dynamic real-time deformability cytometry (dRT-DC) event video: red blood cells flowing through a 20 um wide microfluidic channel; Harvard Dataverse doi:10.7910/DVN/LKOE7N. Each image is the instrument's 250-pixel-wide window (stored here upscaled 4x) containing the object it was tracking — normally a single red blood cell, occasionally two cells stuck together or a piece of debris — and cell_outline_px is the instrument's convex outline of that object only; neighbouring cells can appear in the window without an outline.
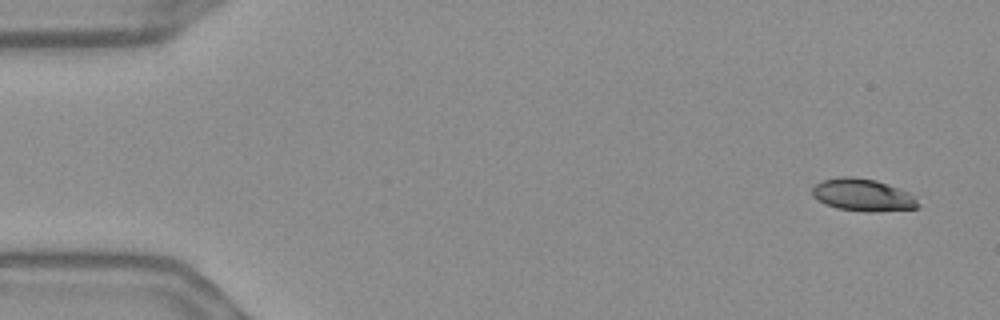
{"species": "Egyptian fruit bat (a non-hibernating species)", "species_latin": "Rousettus aegyptiacus", "temperature_condition": "warm", "stored_images_in_passage": 9, "camera_frame_rate_fps": 3000, "um_per_image_px": 0.085, "frame": {"image": 1, "passage_image": 1, "time_ms": 0.0, "image_size_px": [1000, 320], "cell_outline_px": [[920, 208], [876, 212], [868, 212], [836, 208], [824, 204], [812, 196], [812, 188], [816, 184], [824, 180], [844, 176], [852, 176], [876, 180], [908, 192], [916, 196], [920, 204]], "centroid_in_image_um": [73.37, 16.59], "position_along_channel_um": 11.6, "area_um2": 20.11}}